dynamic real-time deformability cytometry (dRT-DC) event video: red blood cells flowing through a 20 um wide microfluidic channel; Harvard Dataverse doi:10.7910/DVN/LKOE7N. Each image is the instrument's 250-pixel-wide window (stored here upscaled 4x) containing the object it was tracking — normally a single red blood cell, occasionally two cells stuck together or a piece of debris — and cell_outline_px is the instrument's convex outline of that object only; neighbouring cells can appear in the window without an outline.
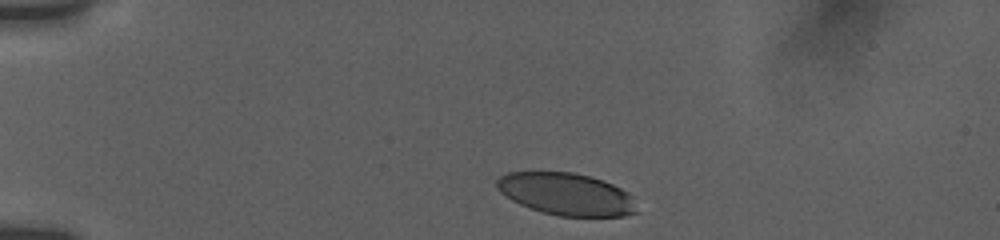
{"species": "human", "species_latin": "Homo sapiens", "temperature_condition": "room temperature", "stored_images_in_passage": 23, "camera_frame_rate_fps": 3000, "um_per_image_px": 0.085, "donor": {"sex": "female"}, "frame": {"image": 1, "passage_image": 1, "time_ms": 0.0, "image_size_px": [1000, 240], "cell_outline_px": [[640, 212], [624, 216], [560, 216], [544, 212], [520, 204], [512, 200], [500, 192], [496, 188], [496, 180], [500, 176], [508, 172], [572, 172], [604, 180], [628, 192]], "centroid_in_image_um": [48.15, 16.5], "position_along_channel_um": 36.9, "area_um2": 34.39}}
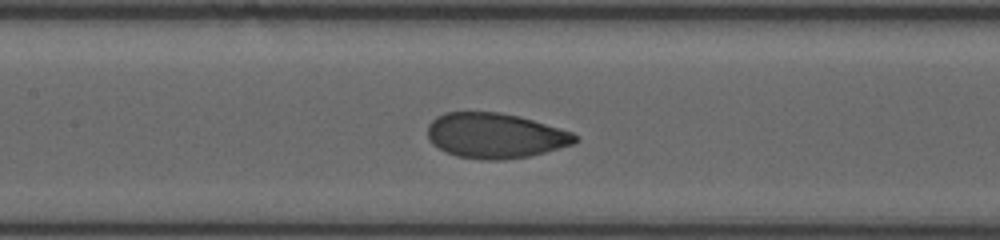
{"frame": {"image": 2, "passage_image": 10, "time_ms": 5.0, "image_size_px": [1000, 240], "cell_outline_px": [[580, 140], [572, 144], [544, 152], [528, 156], [500, 160], [484, 160], [456, 156], [432, 144], [428, 140], [428, 124], [436, 116], [444, 112], [500, 112], [520, 116], [572, 132], [580, 136]], "centroid_in_image_um": [42.09, 11.52], "position_along_channel_um": 165.3, "area_um2": 38.84}}
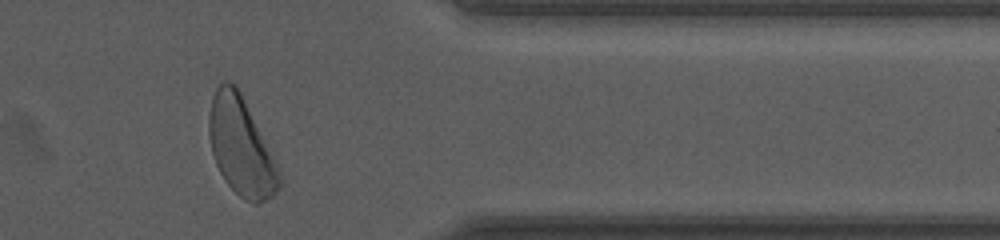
{"frame": {"image": 3, "passage_image": 20, "time_ms": 11.333, "image_size_px": [1000, 240], "cell_outline_px": [[280, 188], [272, 196], [256, 204], [252, 204], [244, 200], [224, 180], [216, 164], [212, 152], [208, 132], [208, 116], [212, 96], [216, 88], [224, 80], [228, 80], [236, 84], [276, 160], [280, 176]], "centroid_in_image_um": [20.48, 12.44], "position_along_channel_um": 390.9, "area_um2": 40.11}, "authors_computed_cell_mechanics": {"area_um2": 38.9572, "velocity_mm_per_s": 3.7588, "shape_relaxation_time_tau1_ms": 1.8572, "shape_relaxation_time_tau2_ms": null, "deformation_change_tau1": 0.1104, "deformation_change_tau2": null}}